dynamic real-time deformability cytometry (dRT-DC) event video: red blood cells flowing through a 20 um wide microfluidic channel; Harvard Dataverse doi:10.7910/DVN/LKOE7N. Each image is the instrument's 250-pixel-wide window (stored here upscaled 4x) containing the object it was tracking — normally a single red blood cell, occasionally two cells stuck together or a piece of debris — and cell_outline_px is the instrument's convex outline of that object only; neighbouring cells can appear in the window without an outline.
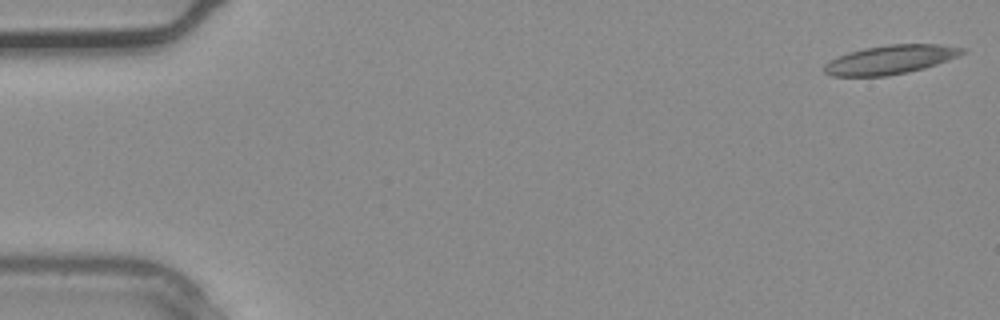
{"species": "common noctule bat (a hibernating species)", "species_latin": "Nyctalus noctula", "temperature_condition": "warm", "stored_images_in_passage": 4, "camera_frame_rate_fps": 3000, "um_per_image_px": 0.085, "animal": {"sex": "male", "body_mass_g": 20.4}, "frame": {"image": 1, "passage_image": 1, "time_ms": 0.0, "image_size_px": [1000, 320], "cell_outline_px": [[968, 48], [960, 56], [924, 68], [908, 72], [888, 76], [832, 76], [824, 72], [824, 64], [828, 60], [836, 56], [848, 52], [864, 48], [888, 44], [940, 44]], "centroid_in_image_um": [75.68, 5.06], "position_along_channel_um": 9.3, "area_um2": 23.52}}